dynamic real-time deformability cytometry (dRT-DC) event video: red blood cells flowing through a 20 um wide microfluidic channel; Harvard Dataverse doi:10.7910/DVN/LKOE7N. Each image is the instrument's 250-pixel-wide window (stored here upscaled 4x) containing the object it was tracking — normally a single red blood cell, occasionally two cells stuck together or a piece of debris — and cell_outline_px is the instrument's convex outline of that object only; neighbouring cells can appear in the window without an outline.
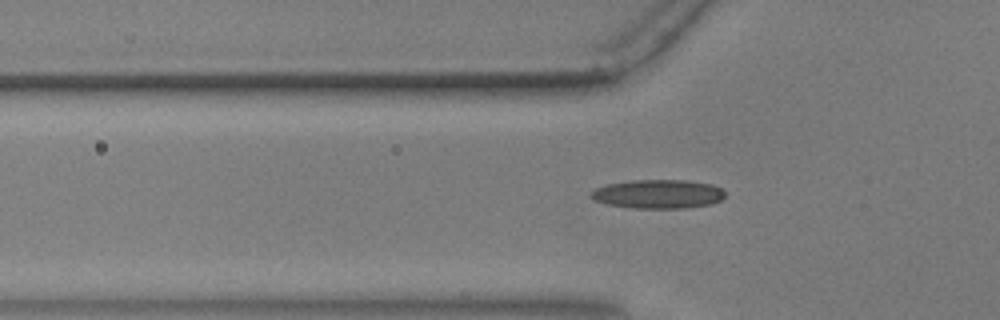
{"species": "common noctule bat (a hibernating species)", "species_latin": "Nyctalus noctula", "temperature_condition": "warm", "stored_images_in_passage": 52, "camera_frame_rate_fps": 3000, "um_per_image_px": 0.085, "animal": {"sex": "male", "body_mass_g": 17.9, "forearm_length_mm": 54.2}, "frame": {"image": 1, "passage_image": 14, "time_ms": 4.333, "image_size_px": [1000, 320], "cell_outline_px": [[724, 196], [720, 200], [712, 204], [684, 208], [636, 208], [608, 204], [592, 200], [588, 196], [596, 188], [608, 184], [632, 180], [688, 180], [712, 184], [720, 188], [724, 192]], "centroid_in_image_um": [55.93, 16.49], "position_along_channel_um": 69.9, "area_um2": 22.54}}
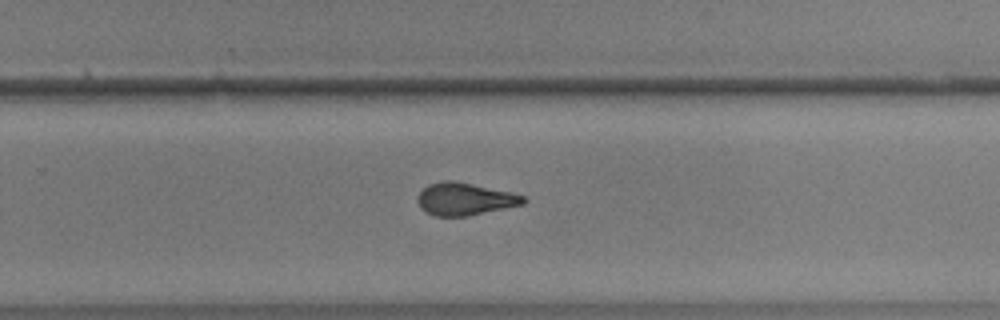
{"frame": {"image": 2, "passage_image": 32, "time_ms": 10.333, "image_size_px": [1000, 320], "cell_outline_px": [[528, 200], [524, 204], [468, 216], [436, 216], [420, 208], [416, 200], [420, 192], [428, 184], [440, 180], [452, 180], [512, 192], [524, 196]], "centroid_in_image_um": [39.51, 16.91], "position_along_channel_um": 290.3, "area_um2": 20.06}}
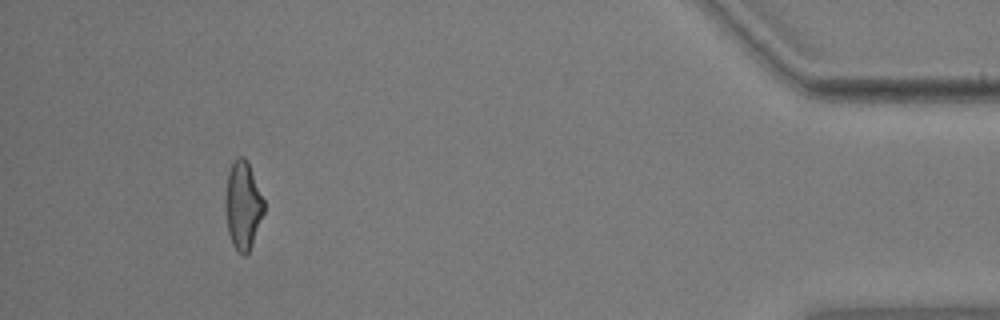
{"frame": {"image": 3, "passage_image": 47, "time_ms": 15.333, "image_size_px": [1000, 320], "cell_outline_px": [[264, 212], [252, 244], [248, 252], [244, 256], [236, 252], [232, 244], [228, 232], [224, 208], [224, 196], [228, 172], [232, 164], [240, 156], [244, 156], [248, 160], [264, 200]], "centroid_in_image_um": [20.63, 17.46], "position_along_channel_um": 414.6, "area_um2": 20.06}, "authors_computed_cell_mechanics": {"area_um2": 20.1722, "velocity_mm_per_s": 3.6644, "shape_relaxation_time_tau1_ms": 5.9511, "shape_relaxation_time_tau2_ms": 2.0432, "deformation_change_tau1": 0.1809, "deformation_change_tau2": 0.102}}